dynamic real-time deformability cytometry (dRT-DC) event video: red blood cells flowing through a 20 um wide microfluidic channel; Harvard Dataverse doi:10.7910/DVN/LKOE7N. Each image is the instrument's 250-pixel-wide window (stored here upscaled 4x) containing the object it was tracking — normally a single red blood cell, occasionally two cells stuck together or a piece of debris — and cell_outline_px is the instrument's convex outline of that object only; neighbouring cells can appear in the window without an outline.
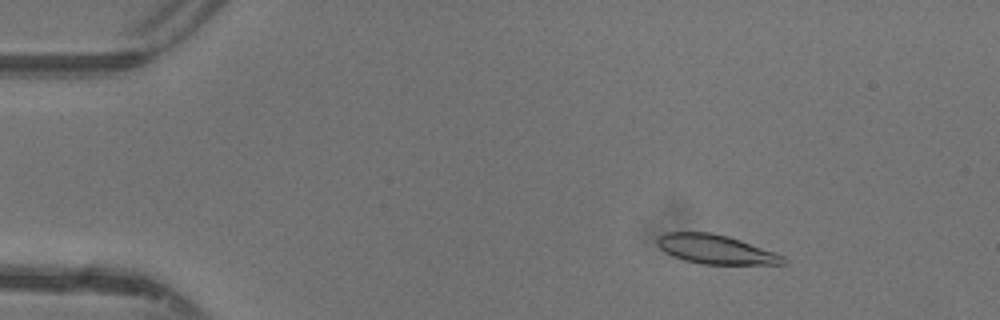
{"species": "common noctule bat (a hibernating species)", "species_latin": "Nyctalus noctula", "temperature_condition": "warm", "stored_images_in_passage": 47, "camera_frame_rate_fps": 3000, "um_per_image_px": 0.085, "animal": {"sex": "female"}, "frame": {"image": 1, "passage_image": 7, "time_ms": 2.0, "image_size_px": [1000, 320], "cell_outline_px": [[784, 264], [700, 264], [684, 260], [664, 252], [656, 244], [656, 240], [664, 232], [708, 232], [728, 236], [776, 252], [784, 256]], "centroid_in_image_um": [60.8, 21.19], "position_along_channel_um": 24.2, "area_um2": 21.33}}
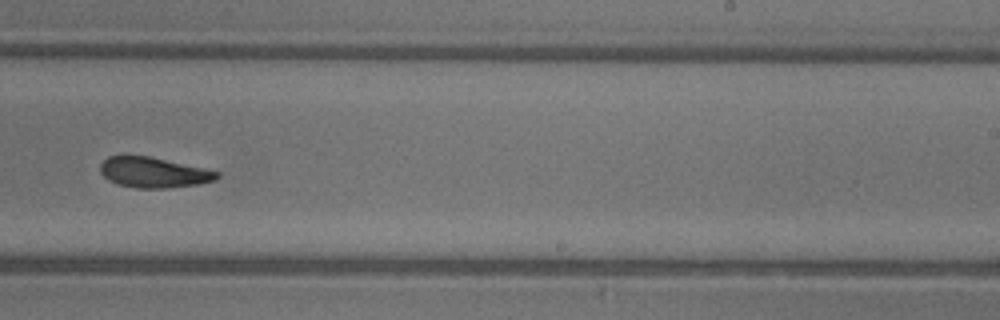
{"frame": {"image": 2, "passage_image": 30, "time_ms": 9.667, "image_size_px": [1000, 320], "cell_outline_px": [[220, 176], [216, 180], [200, 184], [168, 188], [136, 188], [116, 184], [108, 180], [100, 172], [100, 164], [108, 156], [148, 156], [204, 168], [220, 172]], "centroid_in_image_um": [13.06, 14.67], "position_along_channel_um": 275.9, "area_um2": 20.69}}
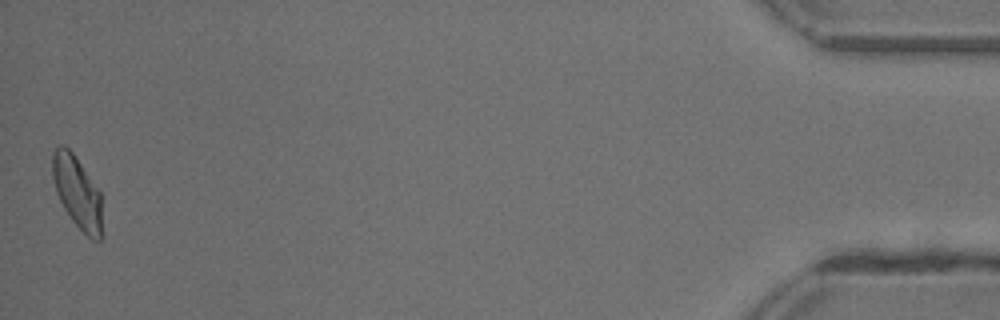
{"frame": {"image": 3, "passage_image": 47, "time_ms": 15.333, "image_size_px": [1000, 320], "cell_outline_px": [[104, 236], [100, 240], [92, 240], [72, 220], [64, 208], [56, 192], [52, 176], [52, 152], [60, 144], [64, 144], [72, 152], [100, 192]], "centroid_in_image_um": [6.58, 16.37], "position_along_channel_um": 428.6, "area_um2": 20.98}, "authors_computed_cell_mechanics": {"area_um2": 21.2704, "velocity_mm_per_s": 4.3811, "shape_relaxation_time_tau1_ms": 4.6816, "shape_relaxation_time_tau2_ms": 4.1082, "deformation_change_tau1": 0.1601, "deformation_change_tau2": 0.1217}}